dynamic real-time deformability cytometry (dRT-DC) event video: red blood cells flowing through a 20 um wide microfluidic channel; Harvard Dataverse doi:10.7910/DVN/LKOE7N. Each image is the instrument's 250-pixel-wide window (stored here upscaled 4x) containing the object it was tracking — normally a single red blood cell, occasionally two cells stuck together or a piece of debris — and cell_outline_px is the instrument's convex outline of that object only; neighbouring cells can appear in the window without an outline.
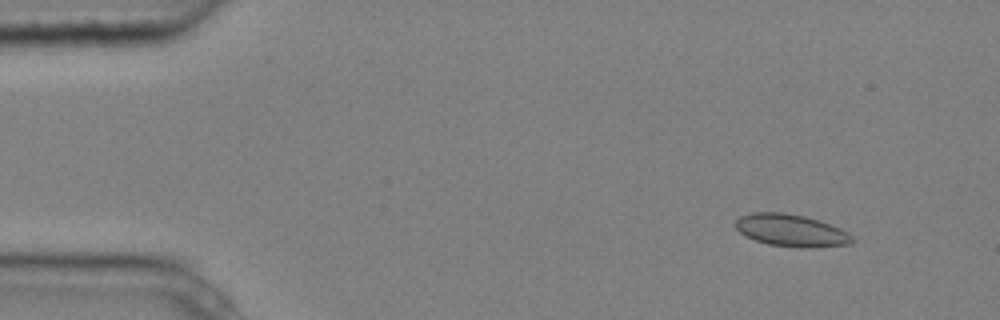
{"species": "common noctule bat (a hibernating species)", "species_latin": "Nyctalus noctula", "temperature_condition": "cold", "stored_images_in_passage": 6, "camera_frame_rate_fps": 3000, "um_per_image_px": 0.085, "animal": {"sex": "male", "body_mass_g": 20.4}, "frame": {"image": 1, "passage_image": 2, "time_ms": 0.333, "image_size_px": [1000, 320], "cell_outline_px": [[852, 240], [848, 244], [812, 248], [800, 248], [768, 244], [744, 236], [736, 228], [736, 220], [740, 216], [752, 212], [784, 212], [804, 216], [840, 228], [848, 232], [852, 236]], "centroid_in_image_um": [67.21, 19.59], "position_along_channel_um": 17.8, "area_um2": 21.79}}
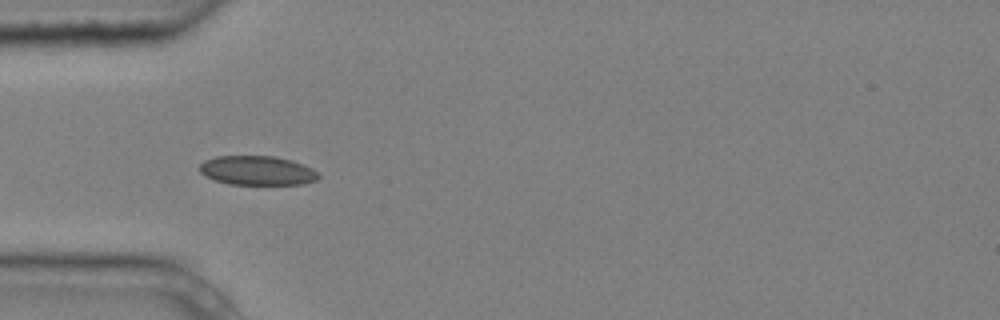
{"frame": {"image": 2, "passage_image": 5, "time_ms": 1.333, "image_size_px": [1000, 320], "cell_outline_px": [[320, 176], [316, 180], [300, 184], [228, 184], [204, 176], [200, 172], [200, 164], [204, 160], [216, 156], [276, 156], [292, 160], [304, 164], [320, 172]], "centroid_in_image_um": [21.88, 14.48], "position_along_channel_um": 63.1, "area_um2": 20.4}}
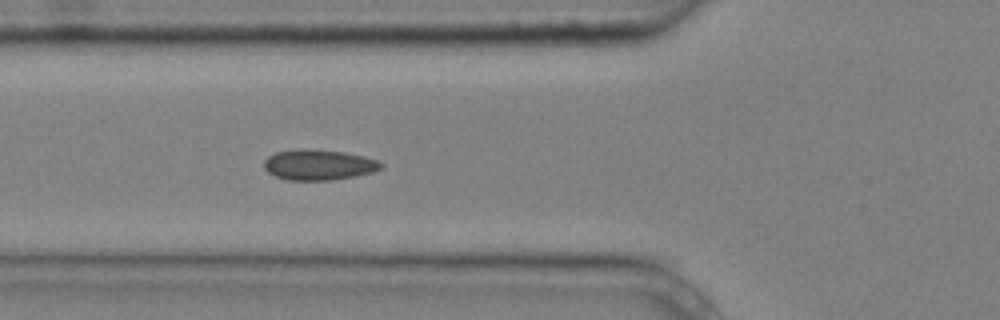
{"frame": {"image": 3, "passage_image": 6, "time_ms": 1.667, "image_size_px": [1000, 320], "cell_outline_px": [[384, 168], [372, 172], [332, 180], [288, 180], [276, 176], [268, 172], [264, 168], [264, 160], [268, 156], [276, 152], [300, 148], [304, 148], [344, 152], [364, 156], [376, 160], [384, 164]], "centroid_in_image_um": [27.08, 14.0], "position_along_channel_um": 98.7, "area_um2": 20.81}}